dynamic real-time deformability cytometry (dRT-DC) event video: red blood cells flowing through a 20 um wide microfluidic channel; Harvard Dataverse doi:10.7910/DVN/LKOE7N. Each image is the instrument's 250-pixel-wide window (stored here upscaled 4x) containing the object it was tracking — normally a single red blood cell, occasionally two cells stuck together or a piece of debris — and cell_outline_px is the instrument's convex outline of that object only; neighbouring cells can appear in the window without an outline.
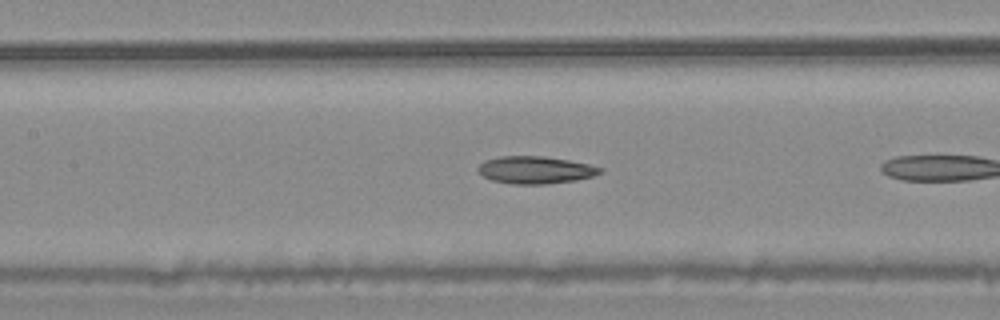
{"species": "common noctule bat (a hibernating species)", "species_latin": "Nyctalus noctula", "temperature_condition": "warm", "stored_images_in_passage": 7, "camera_frame_rate_fps": 3000, "um_per_image_px": 0.085, "animal": {"sex": "male", "body_mass_g": 20.4}, "frame": {"image": 1, "passage_image": 6, "time_ms": 1.667, "image_size_px": [1000, 320], "cell_outline_px": [[604, 172], [592, 176], [576, 180], [544, 184], [512, 184], [492, 180], [484, 176], [476, 168], [484, 160], [500, 156], [544, 156], [568, 160], [588, 164], [604, 168]], "centroid_in_image_um": [45.52, 14.44], "position_along_channel_um": 161.9, "area_um2": 19.48}}